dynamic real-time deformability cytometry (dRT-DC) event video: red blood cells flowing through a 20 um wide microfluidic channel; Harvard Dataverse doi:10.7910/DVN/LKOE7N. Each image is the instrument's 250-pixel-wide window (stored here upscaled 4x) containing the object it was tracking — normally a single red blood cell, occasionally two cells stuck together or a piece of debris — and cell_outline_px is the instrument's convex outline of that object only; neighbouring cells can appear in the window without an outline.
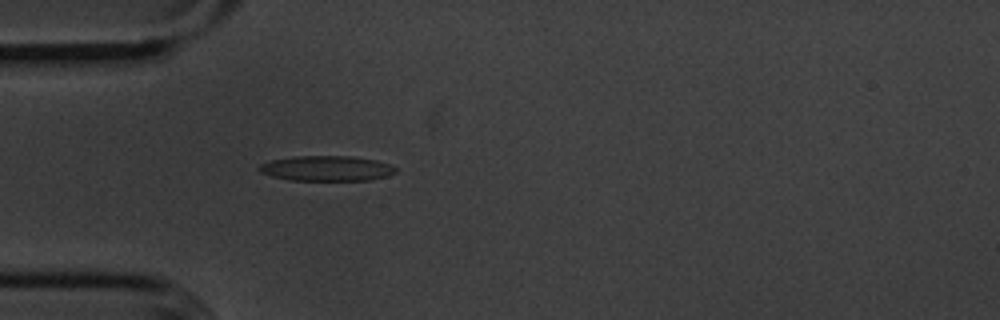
{"species": "common noctule bat (a hibernating species)", "species_latin": "Nyctalus noctula", "temperature_condition": "cold", "stored_images_in_passage": 37, "camera_frame_rate_fps": 3000, "um_per_image_px": 0.085, "animal": {"sex": "male", "body_mass_g": 20.1, "forearm_length_mm": 53.5}, "frame": {"image": 1, "passage_image": 1, "time_ms": 0.0, "image_size_px": [1000, 320], "cell_outline_px": [[396, 172], [388, 176], [368, 180], [292, 180], [272, 176], [260, 172], [256, 168], [260, 164], [272, 160], [292, 156], [348, 156], [376, 160], [388, 164], [396, 168]], "centroid_in_image_um": [27.74, 14.31], "position_along_channel_um": 57.3, "area_um2": 19.94}}
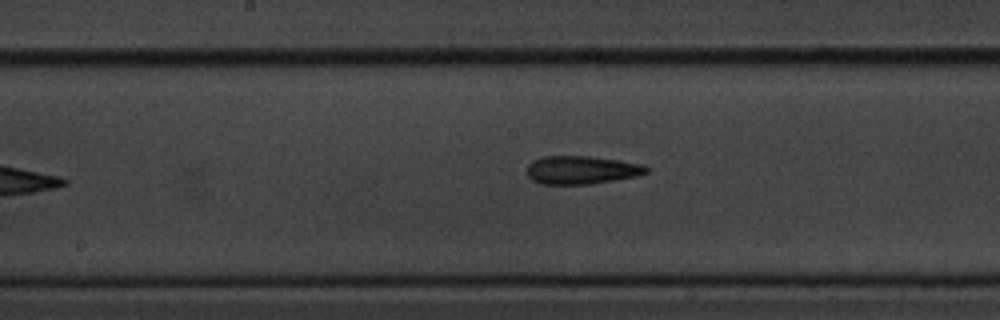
{"frame": {"image": 2, "passage_image": 13, "time_ms": 4.0, "image_size_px": [1000, 320], "cell_outline_px": [[648, 172], [636, 176], [588, 184], [540, 184], [532, 180], [528, 176], [528, 164], [532, 160], [540, 156], [588, 156], [620, 160], [644, 164], [648, 168]], "centroid_in_image_um": [49.41, 14.43], "position_along_channel_um": 198.8, "area_um2": 19.65}}
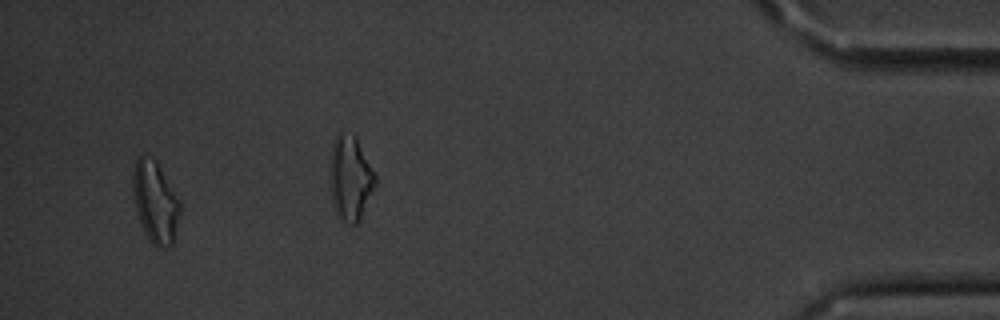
{"frame": {"image": 3, "passage_image": 34, "time_ms": 11.0, "image_size_px": [1000, 320], "cell_outline_px": [[180, 212], [172, 244], [164, 248], [156, 248], [152, 244], [144, 232], [136, 212], [132, 188], [132, 172], [136, 160], [144, 152], [156, 160], [180, 200]], "centroid_in_image_um": [13.17, 17.14], "position_along_channel_um": 422.0, "area_um2": 22.66}, "authors_computed_cell_mechanics": {"area_um2": 19.363, "velocity_mm_per_s": 3.6444, "shape_relaxation_time_tau1_ms": null, "shape_relaxation_time_tau2_ms": 2.709, "deformation_change_tau1": null, "deformation_change_tau2": 0.1137}}